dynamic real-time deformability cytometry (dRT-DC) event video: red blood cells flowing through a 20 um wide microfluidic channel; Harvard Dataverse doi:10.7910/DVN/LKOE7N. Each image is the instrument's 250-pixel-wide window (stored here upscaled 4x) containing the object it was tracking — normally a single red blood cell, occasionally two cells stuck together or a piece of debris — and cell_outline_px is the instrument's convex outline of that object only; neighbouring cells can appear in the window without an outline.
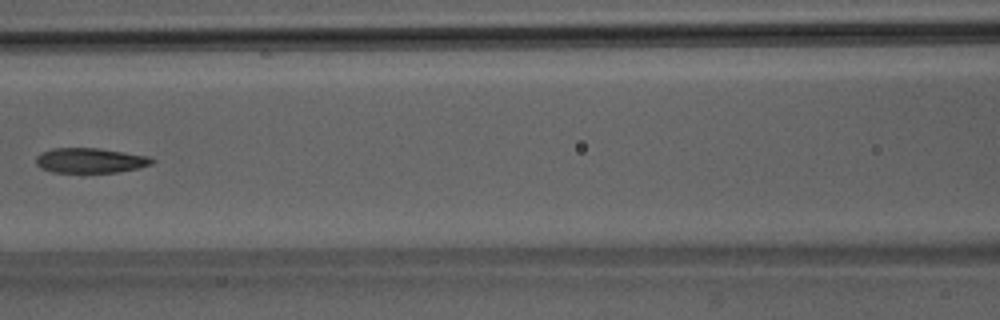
{"species": "Egyptian fruit bat (a non-hibernating species)", "species_latin": "Rousettus aegyptiacus", "temperature_condition": "room temperature", "stored_images_in_passage": 4, "camera_frame_rate_fps": 3000, "um_per_image_px": 0.085, "animal": {"sex": "male"}, "frame": {"image": 1, "passage_image": 4, "time_ms": 3.333, "image_size_px": [1000, 320], "cell_outline_px": [[156, 160], [152, 164], [140, 168], [116, 172], [52, 172], [40, 168], [36, 164], [36, 156], [52, 148], [100, 148], [148, 156]], "centroid_in_image_um": [7.69, 13.64], "position_along_channel_um": 158.9, "area_um2": 16.88}}